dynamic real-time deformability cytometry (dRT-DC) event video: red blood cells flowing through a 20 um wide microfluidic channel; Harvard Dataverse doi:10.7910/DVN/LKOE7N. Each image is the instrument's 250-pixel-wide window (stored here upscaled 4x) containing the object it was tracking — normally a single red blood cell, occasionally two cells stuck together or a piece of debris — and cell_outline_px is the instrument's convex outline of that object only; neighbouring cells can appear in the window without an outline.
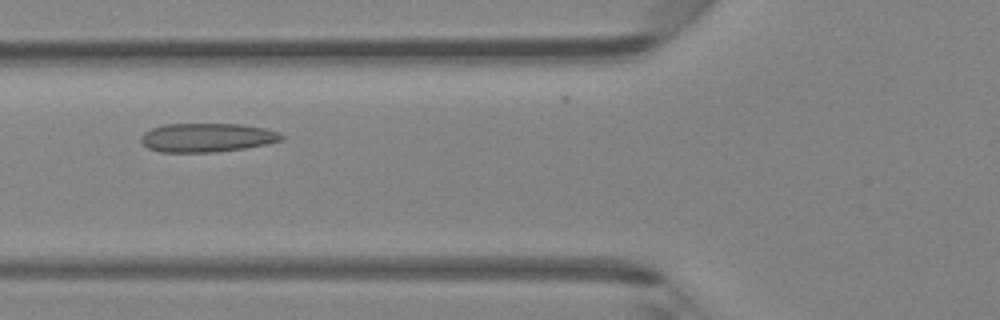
{"species": "Egyptian fruit bat (a non-hibernating species)", "species_latin": "Rousettus aegyptiacus", "temperature_condition": "room temperature", "stored_images_in_passage": 19, "camera_frame_rate_fps": 3000, "um_per_image_px": 0.085, "animal": {"sex": "female"}, "frame": {"image": 1, "passage_image": 3, "time_ms": 0.667, "image_size_px": [1000, 320], "cell_outline_px": [[284, 140], [268, 144], [244, 148], [216, 152], [160, 152], [148, 148], [140, 140], [140, 136], [144, 132], [152, 128], [164, 124], [244, 124], [264, 128], [280, 132], [284, 136]], "centroid_in_image_um": [17.62, 11.69], "position_along_channel_um": 108.2, "area_um2": 23.81}}